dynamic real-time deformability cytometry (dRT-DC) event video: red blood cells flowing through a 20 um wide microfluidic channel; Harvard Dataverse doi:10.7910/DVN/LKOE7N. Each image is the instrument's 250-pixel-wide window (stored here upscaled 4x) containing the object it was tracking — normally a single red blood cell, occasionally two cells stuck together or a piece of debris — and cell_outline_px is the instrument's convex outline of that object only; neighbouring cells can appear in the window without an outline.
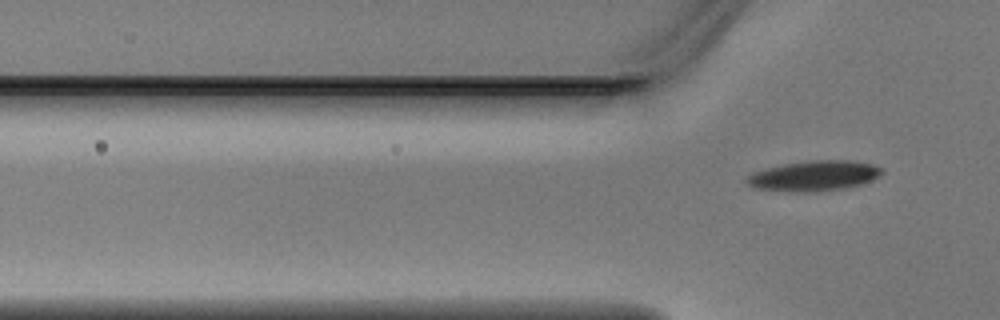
{"species": "Egyptian fruit bat (a non-hibernating species)", "species_latin": "Rousettus aegyptiacus", "temperature_condition": "warm", "stored_images_in_passage": 3, "camera_frame_rate_fps": 3000, "um_per_image_px": 0.085, "animal": {"sex": "male"}, "frame": {"image": 1, "passage_image": 3, "time_ms": 0.667, "image_size_px": [1000, 320], "cell_outline_px": [[884, 172], [872, 180], [848, 188], [816, 192], [788, 192], [752, 188], [744, 180], [748, 176], [756, 172], [768, 168], [784, 164], [812, 160], [848, 160], [872, 164], [880, 168]], "centroid_in_image_um": [69.18, 14.96], "position_along_channel_um": 56.6, "area_um2": 23.87}}